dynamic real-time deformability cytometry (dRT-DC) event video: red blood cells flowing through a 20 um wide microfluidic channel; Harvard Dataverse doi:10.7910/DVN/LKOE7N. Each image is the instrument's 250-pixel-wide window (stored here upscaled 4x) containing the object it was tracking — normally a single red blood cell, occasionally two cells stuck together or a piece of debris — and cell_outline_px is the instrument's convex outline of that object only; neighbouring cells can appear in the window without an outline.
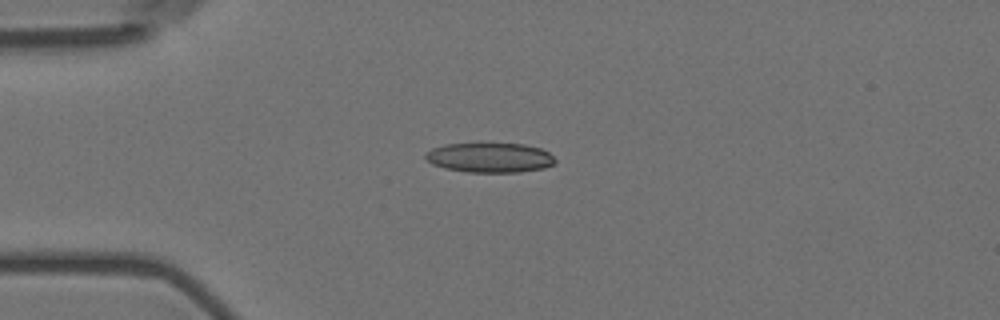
{"species": "Egyptian fruit bat (a non-hibernating species)", "species_latin": "Rousettus aegyptiacus", "temperature_condition": "room temperature", "stored_images_in_passage": 49, "camera_frame_rate_fps": 3000, "um_per_image_px": 0.085, "animal": {"sex": "female"}, "frame": {"image": 1, "passage_image": 7, "time_ms": 2.0, "image_size_px": [1000, 320], "cell_outline_px": [[556, 160], [552, 164], [544, 168], [520, 172], [468, 172], [444, 168], [432, 164], [424, 156], [432, 148], [444, 144], [524, 144], [540, 148], [548, 152]], "centroid_in_image_um": [41.63, 13.4], "position_along_channel_um": 43.4, "area_um2": 22.25}}
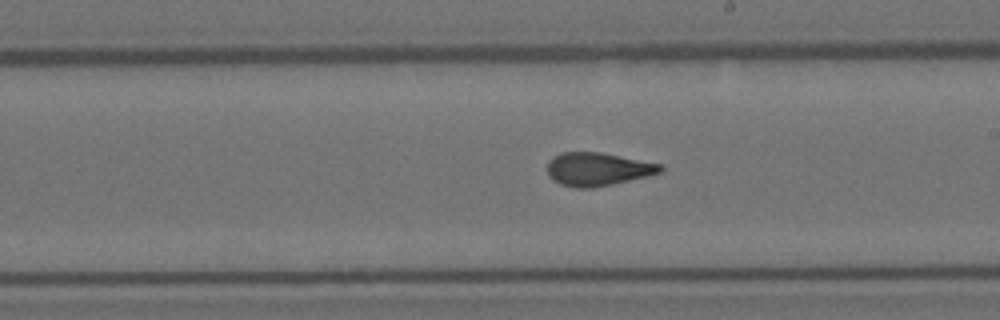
{"frame": {"image": 2, "passage_image": 25, "time_ms": 8.0, "image_size_px": [1000, 320], "cell_outline_px": [[664, 168], [660, 172], [648, 176], [612, 184], [592, 188], [576, 188], [560, 184], [552, 180], [548, 176], [548, 160], [552, 156], [560, 152], [600, 152], [660, 164]], "centroid_in_image_um": [50.75, 14.38], "position_along_channel_um": 238.3, "area_um2": 21.91}}
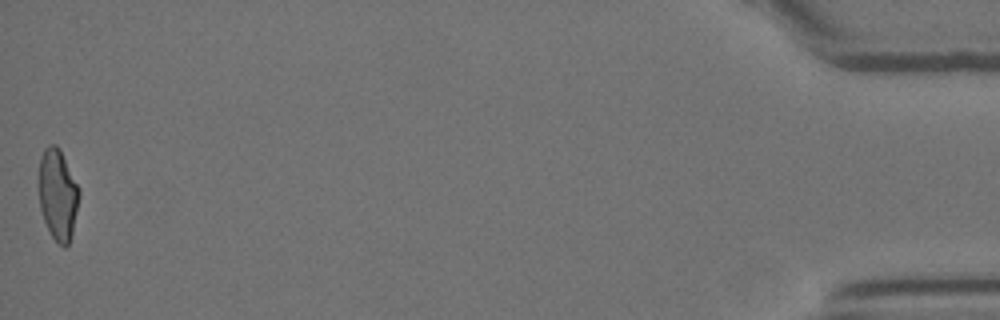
{"frame": {"image": 3, "passage_image": 49, "time_ms": 16.0, "image_size_px": [1000, 320], "cell_outline_px": [[80, 196], [72, 232], [68, 244], [64, 248], [52, 236], [44, 220], [40, 208], [40, 156], [44, 148], [48, 144], [56, 144], [60, 148], [80, 188]], "centroid_in_image_um": [4.94, 16.49], "position_along_channel_um": 430.3, "area_um2": 21.27}, "authors_computed_cell_mechanics": {"area_um2": 22.0796, "velocity_mm_per_s": 3.6039, "shape_relaxation_time_tau1_ms": 10.7565, "shape_relaxation_time_tau2_ms": 1.4851, "deformation_change_tau1": 0.2573, "deformation_change_tau2": 0.0849}}